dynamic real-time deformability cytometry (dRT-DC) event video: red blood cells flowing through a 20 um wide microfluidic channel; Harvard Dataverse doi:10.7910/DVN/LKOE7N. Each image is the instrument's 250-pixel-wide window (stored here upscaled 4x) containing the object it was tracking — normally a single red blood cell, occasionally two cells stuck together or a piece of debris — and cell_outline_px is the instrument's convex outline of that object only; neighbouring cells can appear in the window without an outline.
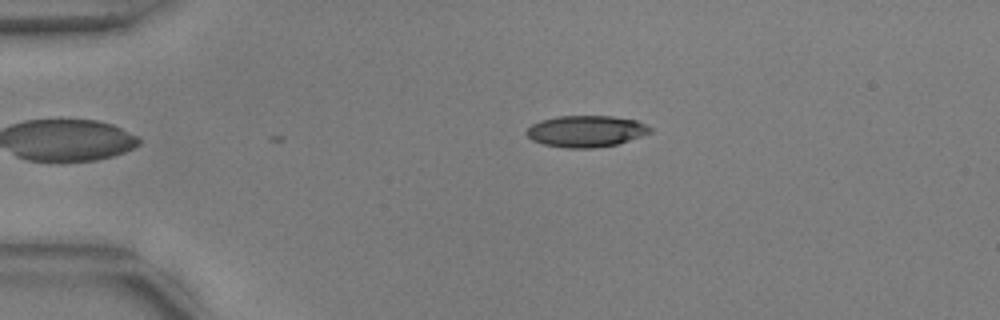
{"species": "common noctule bat (a hibernating species)", "species_latin": "Nyctalus noctula", "temperature_condition": "warm", "stored_images_in_passage": 47, "camera_frame_rate_fps": 3000, "um_per_image_px": 0.085, "animal": {"sex": "male", "body_mass_g": 17.9, "forearm_length_mm": 54.2}, "frame": {"image": 1, "passage_image": 5, "time_ms": 1.333, "image_size_px": [1000, 320], "cell_outline_px": [[652, 132], [616, 144], [592, 148], [568, 148], [544, 144], [532, 140], [524, 132], [532, 124], [540, 120], [556, 116], [612, 116], [636, 120], [652, 128]], "centroid_in_image_um": [49.78, 11.14], "position_along_channel_um": 35.2, "area_um2": 22.54}}
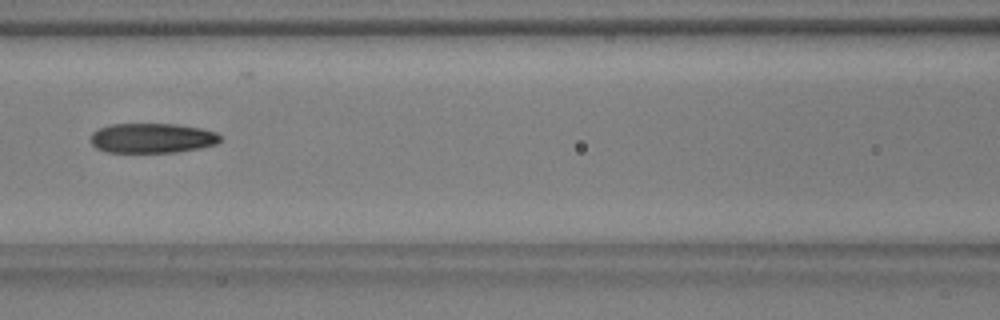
{"frame": {"image": 2, "passage_image": 18, "time_ms": 5.667, "image_size_px": [1000, 320], "cell_outline_px": [[220, 140], [216, 144], [200, 148], [176, 152], [108, 152], [96, 148], [88, 140], [92, 132], [100, 128], [112, 124], [176, 124], [200, 128], [216, 132], [220, 136]], "centroid_in_image_um": [12.9, 11.74], "position_along_channel_um": 153.7, "area_um2": 22.54}}
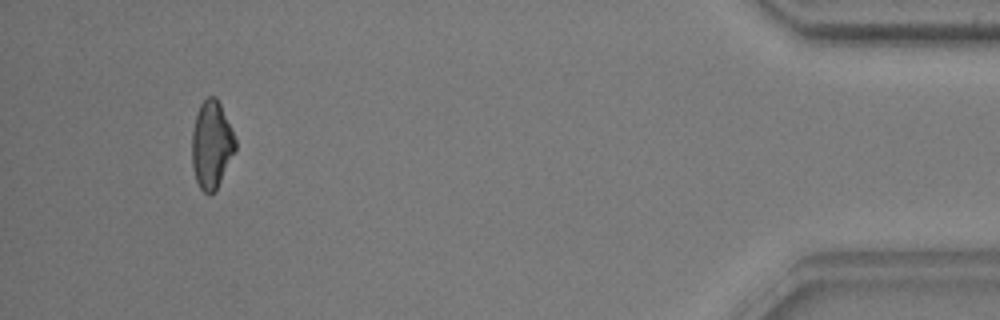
{"frame": {"image": 3, "passage_image": 44, "time_ms": 14.333, "image_size_px": [1000, 320], "cell_outline_px": [[236, 148], [216, 192], [208, 196], [200, 188], [196, 180], [192, 164], [192, 132], [196, 112], [200, 104], [208, 96], [216, 96], [220, 104], [236, 140]], "centroid_in_image_um": [17.97, 12.33], "position_along_channel_um": 417.2, "area_um2": 22.2}, "authors_computed_cell_mechanics": {"area_um2": 23.1778, "velocity_mm_per_s": 3.7802, "shape_relaxation_time_tau1_ms": 7.1469, "shape_relaxation_time_tau2_ms": 2.039, "deformation_change_tau1": 0.2091, "deformation_change_tau2": 0.0927}}